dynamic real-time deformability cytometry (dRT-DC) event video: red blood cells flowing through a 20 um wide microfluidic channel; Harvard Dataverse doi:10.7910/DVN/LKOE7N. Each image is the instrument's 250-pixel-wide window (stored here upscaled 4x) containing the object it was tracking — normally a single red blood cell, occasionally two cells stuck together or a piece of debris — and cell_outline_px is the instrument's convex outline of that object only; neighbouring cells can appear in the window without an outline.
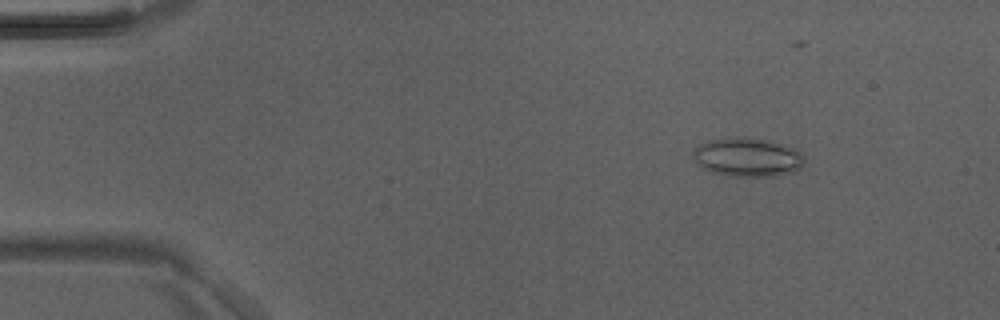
{"species": "Egyptian fruit bat (a non-hibernating species)", "species_latin": "Rousettus aegyptiacus", "temperature_condition": "room temperature", "stored_images_in_passage": 5, "camera_frame_rate_fps": 3000, "um_per_image_px": 0.085, "animal": {"sex": "male"}, "frame": {"image": 1, "passage_image": 2, "time_ms": 0.333, "image_size_px": [1000, 320], "cell_outline_px": [[804, 160], [800, 168], [792, 172], [772, 176], [728, 176], [712, 172], [700, 168], [692, 152], [700, 144], [708, 140], [736, 136], [744, 136], [764, 140], [796, 148], [804, 156]], "centroid_in_image_um": [63.51, 13.36], "position_along_channel_um": 21.5, "area_um2": 25.2}}